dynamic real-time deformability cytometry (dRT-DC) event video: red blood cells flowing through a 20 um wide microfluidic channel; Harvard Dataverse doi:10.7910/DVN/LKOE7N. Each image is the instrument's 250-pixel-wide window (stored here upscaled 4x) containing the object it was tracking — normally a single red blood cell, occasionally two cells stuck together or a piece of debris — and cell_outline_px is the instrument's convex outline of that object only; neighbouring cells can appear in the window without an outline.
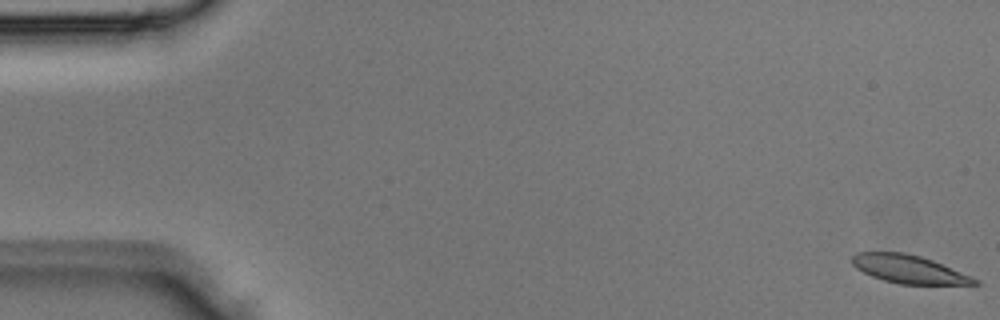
{"species": "Egyptian fruit bat (a non-hibernating species)", "species_latin": "Rousettus aegyptiacus", "temperature_condition": "room temperature", "stored_images_in_passage": 3, "camera_frame_rate_fps": 3000, "um_per_image_px": 0.085, "animal": {"sex": "male"}, "frame": {"image": 1, "passage_image": 1, "time_ms": 0.0, "image_size_px": [1000, 320], "cell_outline_px": [[980, 284], [900, 284], [884, 280], [872, 276], [856, 268], [852, 264], [852, 256], [856, 252], [904, 252], [920, 256], [932, 260], [972, 276], [980, 280]], "centroid_in_image_um": [77.26, 22.87], "position_along_channel_um": 7.7, "area_um2": 20.0}}